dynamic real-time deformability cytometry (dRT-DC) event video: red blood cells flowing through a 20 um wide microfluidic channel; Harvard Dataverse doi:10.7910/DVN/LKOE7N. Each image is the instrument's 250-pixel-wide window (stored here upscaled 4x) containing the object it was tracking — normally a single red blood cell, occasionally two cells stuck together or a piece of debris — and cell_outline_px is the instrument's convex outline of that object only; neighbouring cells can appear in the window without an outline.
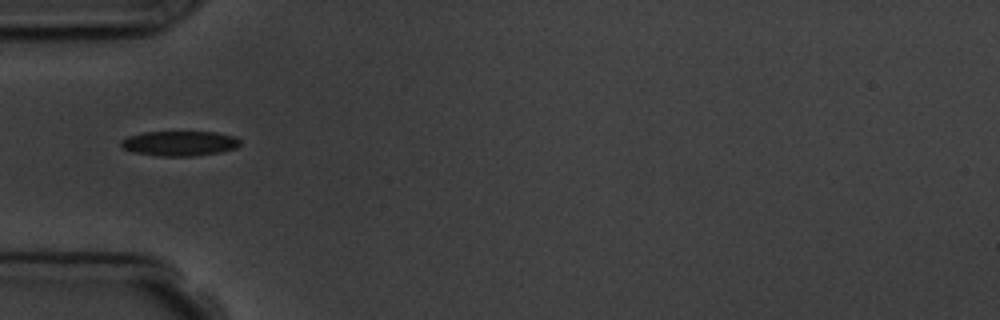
{"species": "common noctule bat (a hibernating species)", "species_latin": "Nyctalus noctula", "temperature_condition": "room temperature", "stored_images_in_passage": 9, "segment_of_instrument_passage": [2, 2], "camera_frame_rate_fps": 3000, "um_per_image_px": 0.085, "animal": {"sex": "male", "body_mass_g": 19.5, "forearm_length_mm": 54.6}, "frame": {"image": 1, "passage_image": 6, "time_ms": 5.667, "image_size_px": [1000, 320], "cell_outline_px": [[240, 144], [236, 148], [220, 152], [196, 156], [156, 156], [132, 152], [124, 148], [120, 144], [120, 140], [128, 136], [144, 132], [216, 132], [236, 136], [240, 140]], "centroid_in_image_um": [15.27, 12.19], "position_along_channel_um": 69.7, "area_um2": 17.46}}